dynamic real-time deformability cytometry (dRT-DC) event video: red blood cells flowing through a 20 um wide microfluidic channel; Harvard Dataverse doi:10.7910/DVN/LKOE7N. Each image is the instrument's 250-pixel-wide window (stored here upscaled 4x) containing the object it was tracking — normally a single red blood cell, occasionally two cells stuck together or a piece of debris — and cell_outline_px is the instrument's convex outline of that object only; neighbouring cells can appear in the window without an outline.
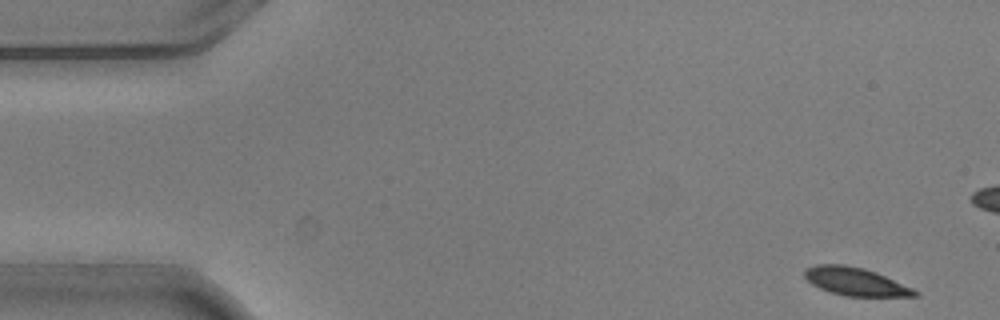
{"species": "common noctule bat (a hibernating species)", "species_latin": "Nyctalus noctula", "temperature_condition": "warm", "stored_images_in_passage": 7, "camera_frame_rate_fps": 3000, "um_per_image_px": 0.085, "animal": {"sex": "male", "body_mass_g": 20.5, "forearm_length_mm": 52.5}, "frame": {"image": 1, "passage_image": 1, "time_ms": 0.0, "image_size_px": [1000, 320], "cell_outline_px": [[920, 296], [844, 296], [820, 288], [812, 284], [804, 276], [804, 268], [816, 264], [844, 264], [864, 268], [876, 272], [912, 288], [920, 292]], "centroid_in_image_um": [72.7, 23.92], "position_along_channel_um": 12.3, "area_um2": 17.98}}
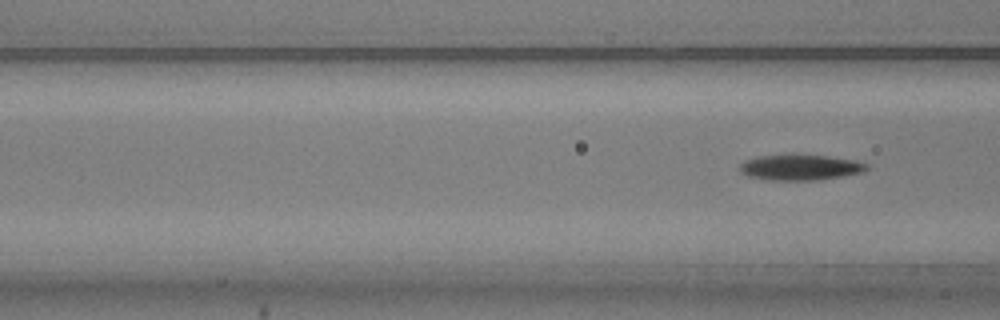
{"frame": {"image": 2, "passage_image": 7, "time_ms": 2.0, "image_size_px": [1000, 320], "cell_outline_px": [[868, 168], [864, 172], [820, 180], [768, 180], [748, 176], [740, 172], [740, 164], [744, 160], [760, 156], [828, 156], [856, 160], [868, 164]], "centroid_in_image_um": [68.05, 14.25], "position_along_channel_um": 98.6, "area_um2": 18.67}}